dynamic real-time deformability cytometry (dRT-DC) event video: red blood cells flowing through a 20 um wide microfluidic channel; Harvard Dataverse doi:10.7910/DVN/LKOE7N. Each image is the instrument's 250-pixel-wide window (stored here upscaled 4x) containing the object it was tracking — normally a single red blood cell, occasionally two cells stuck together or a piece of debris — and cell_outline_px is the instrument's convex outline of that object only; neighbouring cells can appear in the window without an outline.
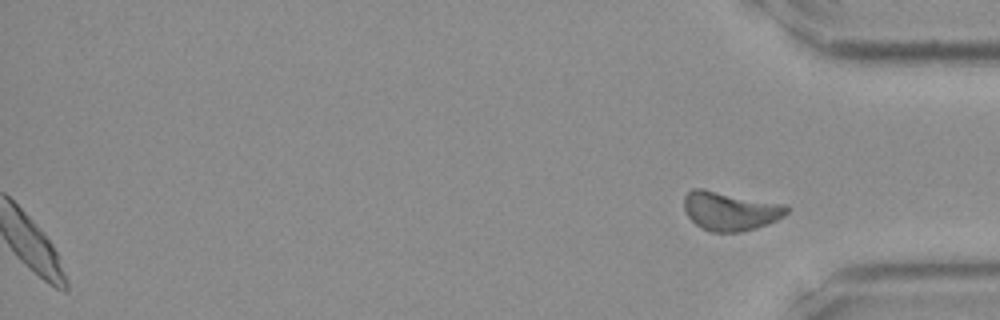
{"species": "Egyptian fruit bat (a non-hibernating species)", "species_latin": "Rousettus aegyptiacus", "temperature_condition": "room temperature", "stored_images_in_passage": 36, "segment_of_instrument_passage": [2, 2], "camera_frame_rate_fps": 3000, "um_per_image_px": 0.085, "frame": {"image": 1, "passage_image": 36, "time_ms": 11.667, "image_size_px": [1000, 320], "cell_outline_px": [[788, 212], [784, 216], [768, 224], [756, 228], [740, 232], [708, 232], [700, 228], [688, 216], [684, 208], [684, 196], [692, 188], [704, 188], [784, 204], [788, 208]], "centroid_in_image_um": [62.04, 17.93], "position_along_channel_um": 373.2, "area_um2": 23.47}}